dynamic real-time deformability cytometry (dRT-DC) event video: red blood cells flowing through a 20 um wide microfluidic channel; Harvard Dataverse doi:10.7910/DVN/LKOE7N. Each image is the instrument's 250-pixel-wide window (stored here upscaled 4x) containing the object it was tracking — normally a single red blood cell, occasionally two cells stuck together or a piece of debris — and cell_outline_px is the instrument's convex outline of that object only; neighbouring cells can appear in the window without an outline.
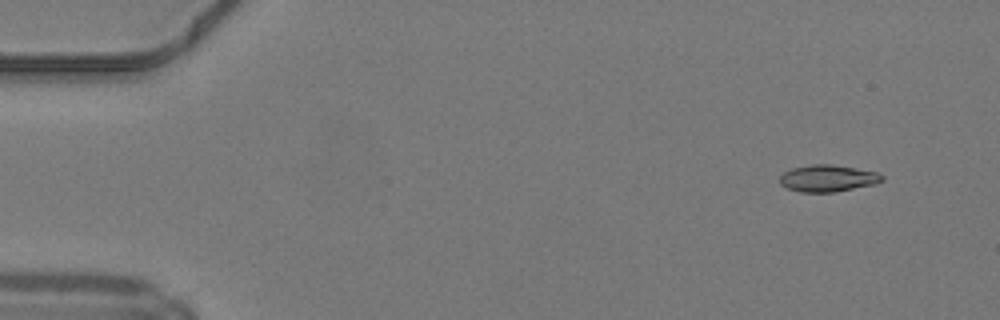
{"species": "common noctule bat (a hibernating species)", "species_latin": "Nyctalus noctula", "temperature_condition": "warm", "stored_images_in_passage": 46, "camera_frame_rate_fps": 3000, "um_per_image_px": 0.085, "animal": {"sex": "male", "body_mass_g": 19.2, "forearm_length_mm": 51.8}, "frame": {"image": 1, "passage_image": 1, "time_ms": 0.0, "image_size_px": [1000, 320], "cell_outline_px": [[884, 180], [876, 184], [836, 192], [800, 192], [788, 188], [780, 184], [780, 176], [784, 172], [792, 168], [812, 164], [832, 164], [856, 168], [876, 172], [884, 176]], "centroid_in_image_um": [70.38, 15.16], "position_along_channel_um": 14.6, "area_um2": 16.07}}
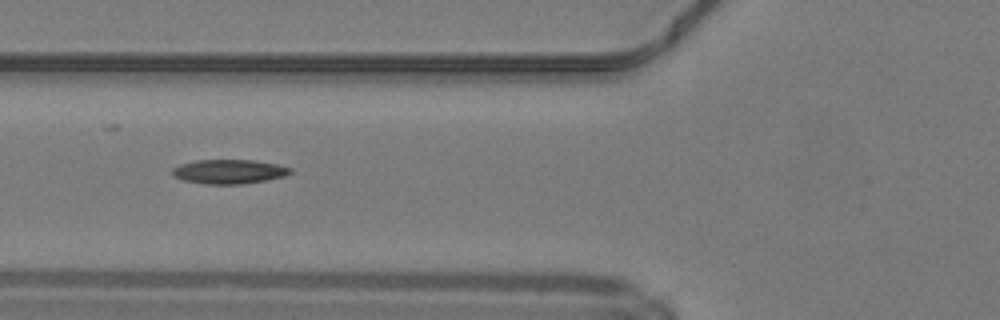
{"frame": {"image": 2, "passage_image": 16, "time_ms": 5.0, "image_size_px": [1000, 320], "cell_outline_px": [[292, 172], [284, 176], [244, 184], [208, 184], [184, 180], [172, 176], [172, 168], [180, 164], [196, 160], [256, 160], [276, 164], [292, 168]], "centroid_in_image_um": [19.45, 14.58], "position_along_channel_um": 106.3, "area_um2": 16.65}}
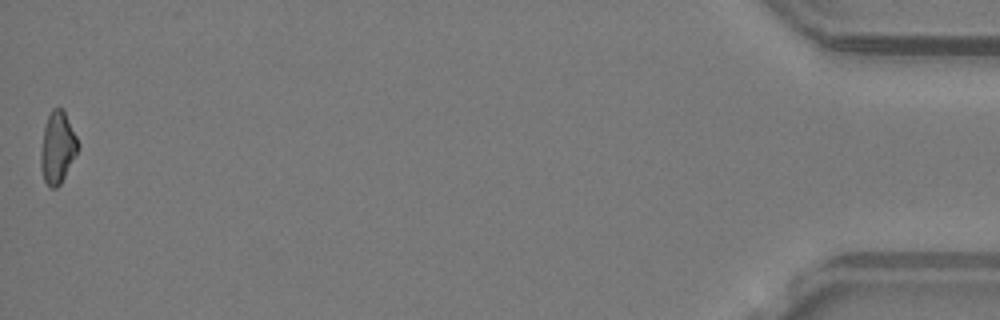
{"frame": {"image": 3, "passage_image": 46, "time_ms": 15.0, "image_size_px": [1000, 320], "cell_outline_px": [[80, 148], [60, 184], [56, 188], [48, 188], [44, 180], [40, 168], [40, 152], [44, 128], [48, 116], [52, 108], [64, 108], [80, 144]], "centroid_in_image_um": [4.9, 12.54], "position_along_channel_um": 430.3, "area_um2": 15.84}, "authors_computed_cell_mechanics": {"area_um2": 16.1551, "velocity_mm_per_s": 4.2277, "shape_relaxation_time_tau1_ms": 9.9579, "shape_relaxation_time_tau2_ms": null, "deformation_change_tau1": 0.2366, "deformation_change_tau2": null}}